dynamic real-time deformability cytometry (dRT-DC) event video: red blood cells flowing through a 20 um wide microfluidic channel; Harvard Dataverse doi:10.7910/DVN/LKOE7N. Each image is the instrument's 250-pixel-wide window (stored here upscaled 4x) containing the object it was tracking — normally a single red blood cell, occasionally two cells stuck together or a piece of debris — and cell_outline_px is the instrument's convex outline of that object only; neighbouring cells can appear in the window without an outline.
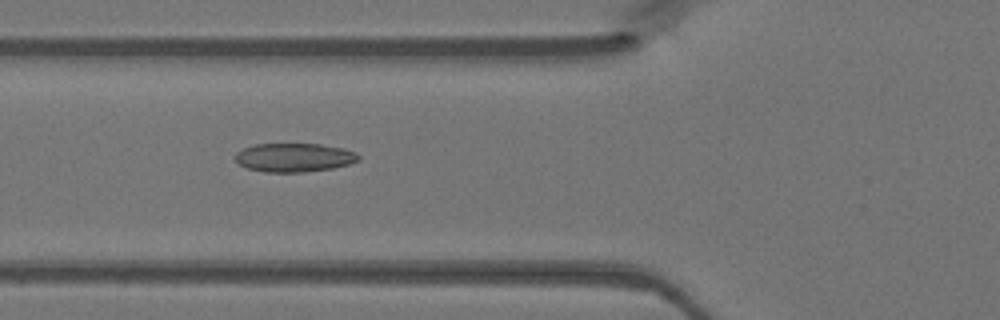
{"species": "Egyptian fruit bat (a non-hibernating species)", "species_latin": "Rousettus aegyptiacus", "temperature_condition": "warm", "stored_images_in_passage": 48, "camera_frame_rate_fps": 3000, "um_per_image_px": 0.085, "animal": {"sex": "female"}, "frame": {"image": 1, "passage_image": 18, "time_ms": 5.667, "image_size_px": [1000, 320], "cell_outline_px": [[360, 160], [348, 164], [332, 168], [304, 172], [264, 172], [248, 168], [240, 164], [236, 160], [236, 152], [244, 148], [256, 144], [320, 144], [344, 148], [356, 152], [360, 156]], "centroid_in_image_um": [25.04, 13.38], "position_along_channel_um": 100.8, "area_um2": 20.58}}
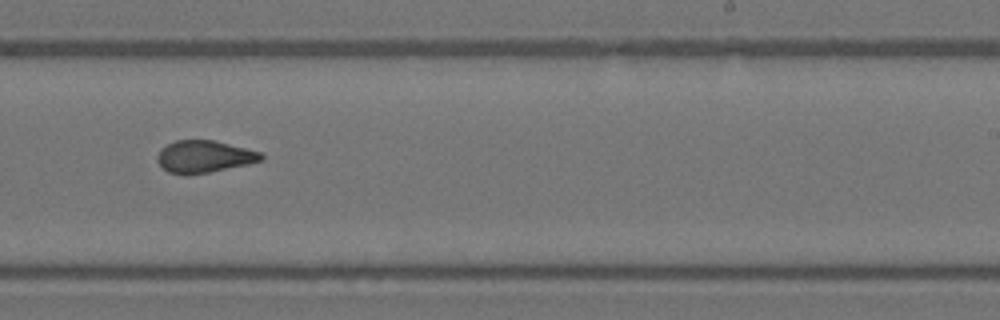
{"frame": {"image": 2, "passage_image": 30, "time_ms": 9.667, "image_size_px": [1000, 320], "cell_outline_px": [[264, 156], [260, 160], [248, 164], [208, 172], [168, 172], [156, 160], [156, 156], [160, 148], [176, 140], [216, 140], [260, 152]], "centroid_in_image_um": [17.35, 13.27], "position_along_channel_um": 271.7, "area_um2": 18.9}}
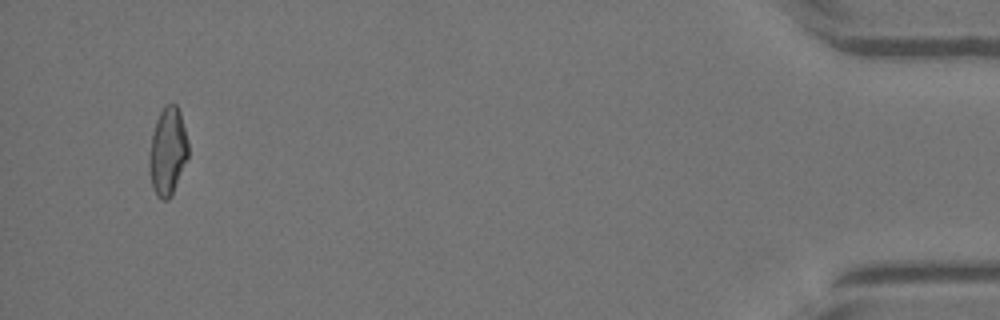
{"frame": {"image": 3, "passage_image": 46, "time_ms": 15.0, "image_size_px": [1000, 320], "cell_outline_px": [[188, 156], [172, 192], [168, 200], [160, 200], [156, 196], [152, 184], [148, 164], [148, 156], [152, 132], [156, 120], [160, 112], [168, 104], [176, 104], [180, 112], [188, 144]], "centroid_in_image_um": [14.22, 12.87], "position_along_channel_um": 421.0, "area_um2": 19.65}}